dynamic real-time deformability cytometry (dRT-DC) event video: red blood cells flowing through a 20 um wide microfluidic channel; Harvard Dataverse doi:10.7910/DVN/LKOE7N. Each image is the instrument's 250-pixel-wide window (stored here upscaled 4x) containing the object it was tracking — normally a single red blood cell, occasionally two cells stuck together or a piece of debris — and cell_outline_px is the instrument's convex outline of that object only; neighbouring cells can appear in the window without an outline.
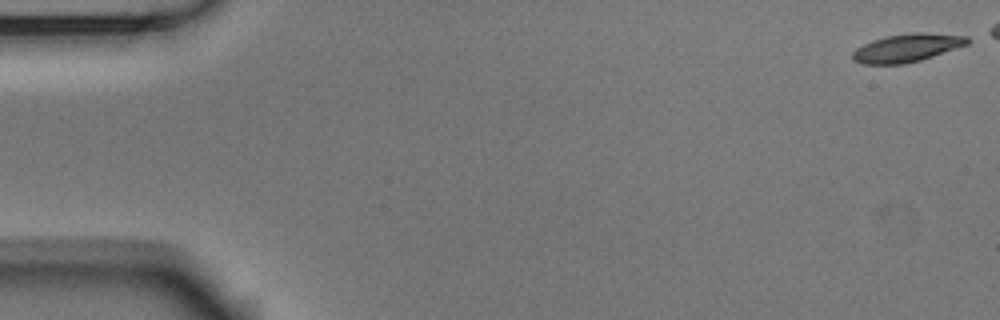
{"species": "Egyptian fruit bat (a non-hibernating species)", "species_latin": "Rousettus aegyptiacus", "temperature_condition": "room temperature", "stored_images_in_passage": 4, "camera_frame_rate_fps": 3000, "um_per_image_px": 0.085, "animal": {"sex": "male"}, "frame": {"image": 1, "passage_image": 1, "time_ms": 0.0, "image_size_px": [1000, 320], "cell_outline_px": [[972, 40], [968, 44], [920, 60], [904, 64], [860, 64], [852, 60], [852, 52], [856, 48], [872, 40], [888, 36], [912, 32], [924, 32], [968, 36]], "centroid_in_image_um": [77.09, 4.06], "position_along_channel_um": 7.9, "area_um2": 18.84}}